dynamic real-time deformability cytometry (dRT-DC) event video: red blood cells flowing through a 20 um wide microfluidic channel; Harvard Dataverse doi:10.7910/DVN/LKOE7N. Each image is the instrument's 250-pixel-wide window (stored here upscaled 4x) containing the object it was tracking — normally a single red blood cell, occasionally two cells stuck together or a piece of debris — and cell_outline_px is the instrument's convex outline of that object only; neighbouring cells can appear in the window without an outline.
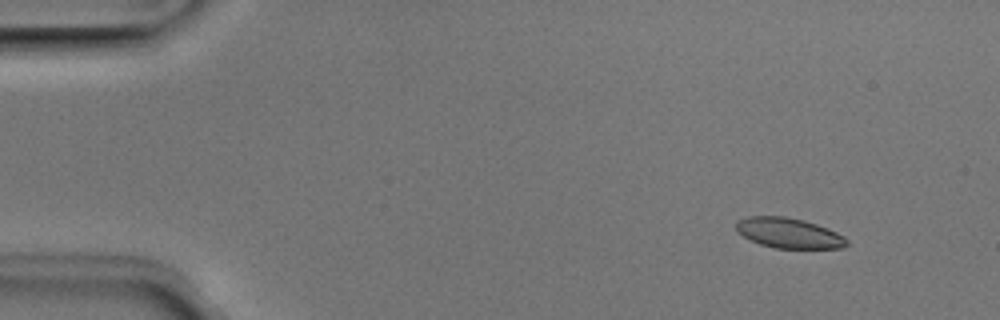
{"species": "Egyptian fruit bat (a non-hibernating species)", "species_latin": "Rousettus aegyptiacus", "temperature_condition": "room temperature", "stored_images_in_passage": 52, "camera_frame_rate_fps": 3000, "um_per_image_px": 0.085, "animal": {"sex": "male"}, "frame": {"image": 1, "passage_image": 6, "time_ms": 1.667, "image_size_px": [1000, 320], "cell_outline_px": [[848, 244], [844, 248], [776, 248], [760, 244], [736, 232], [736, 220], [748, 216], [784, 216], [804, 220], [828, 228], [844, 236], [848, 240]], "centroid_in_image_um": [67.05, 19.8], "position_along_channel_um": 18.0, "area_um2": 19.54}}
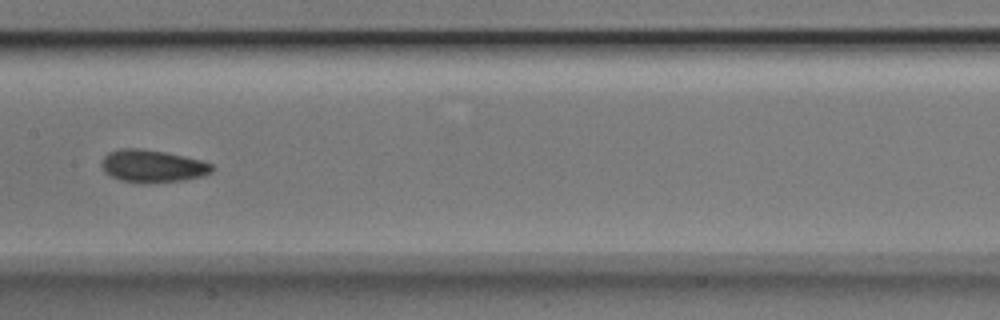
{"frame": {"image": 2, "passage_image": 27, "time_ms": 8.667, "image_size_px": [1000, 320], "cell_outline_px": [[216, 168], [212, 172], [204, 176], [180, 180], [120, 180], [104, 172], [100, 164], [104, 156], [108, 152], [120, 148], [140, 148], [164, 152], [184, 156], [200, 160], [212, 164]], "centroid_in_image_um": [12.97, 14.06], "position_along_channel_um": 194.4, "area_um2": 20.23}}
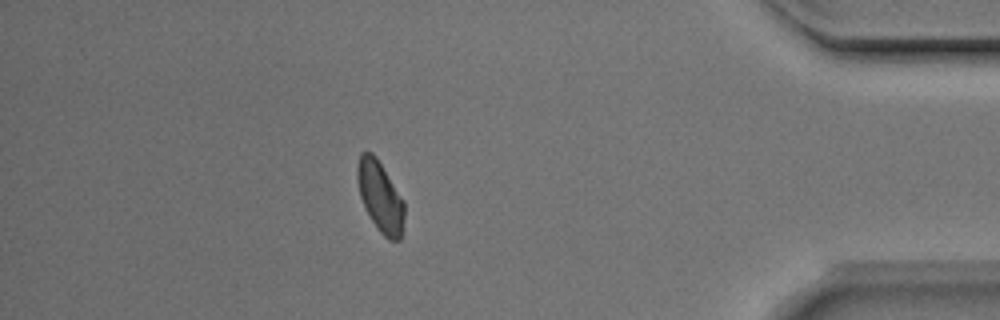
{"frame": {"image": 3, "passage_image": 46, "time_ms": 15.0, "image_size_px": [1000, 320], "cell_outline_px": [[404, 216], [400, 240], [388, 240], [380, 232], [372, 220], [360, 196], [356, 176], [356, 168], [360, 152], [372, 152], [376, 156], [404, 200]], "centroid_in_image_um": [32.31, 16.68], "position_along_channel_um": 402.9, "area_um2": 19.25}, "authors_computed_cell_mechanics": {"area_um2": 19.941, "velocity_mm_per_s": 3.9483, "shape_relaxation_time_tau1_ms": 2.598, "shape_relaxation_time_tau2_ms": 1.3216, "deformation_change_tau1": 0.0794, "deformation_change_tau2": 0.0618}}